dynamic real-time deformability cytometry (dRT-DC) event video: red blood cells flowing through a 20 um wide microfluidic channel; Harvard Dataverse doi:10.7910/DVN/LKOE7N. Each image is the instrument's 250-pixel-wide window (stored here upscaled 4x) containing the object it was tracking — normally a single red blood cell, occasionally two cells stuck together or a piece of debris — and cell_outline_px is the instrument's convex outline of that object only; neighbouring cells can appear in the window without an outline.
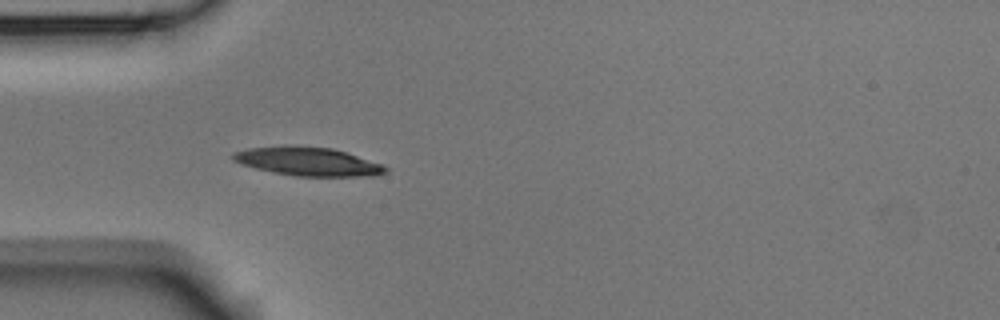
{"species": "Egyptian fruit bat (a non-hibernating species)", "species_latin": "Rousettus aegyptiacus", "temperature_condition": "room temperature", "stored_images_in_passage": 3, "camera_frame_rate_fps": 3000, "um_per_image_px": 0.085, "animal": {"sex": "male"}, "frame": {"image": 1, "passage_image": 3, "time_ms": 0.667, "image_size_px": [1000, 320], "cell_outline_px": [[388, 172], [380, 176], [296, 176], [256, 168], [240, 164], [232, 160], [232, 152], [248, 148], [284, 144], [296, 144], [332, 148], [380, 164], [388, 168]], "centroid_in_image_um": [26.13, 13.7], "position_along_channel_um": 58.9, "area_um2": 25.66}}